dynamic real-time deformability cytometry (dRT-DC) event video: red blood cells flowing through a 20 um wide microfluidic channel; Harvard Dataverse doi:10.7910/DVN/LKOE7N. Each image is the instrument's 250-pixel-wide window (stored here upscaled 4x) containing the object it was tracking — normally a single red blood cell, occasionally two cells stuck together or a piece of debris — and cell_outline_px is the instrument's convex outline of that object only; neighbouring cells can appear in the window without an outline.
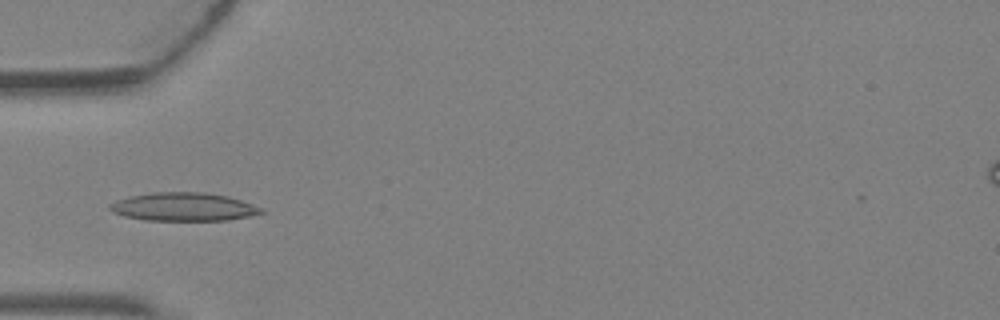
{"species": "Egyptian fruit bat (a non-hibernating species)", "species_latin": "Rousettus aegyptiacus", "temperature_condition": "warm", "stored_images_in_passage": 3, "camera_frame_rate_fps": 3000, "um_per_image_px": 0.085, "animal": {"sex": "female"}, "frame": {"image": 1, "passage_image": 3, "time_ms": 0.667, "image_size_px": [1000, 320], "cell_outline_px": [[264, 212], [248, 216], [228, 220], [144, 220], [124, 216], [112, 212], [108, 208], [108, 204], [116, 200], [132, 196], [152, 192], [204, 192], [228, 196], [264, 208]], "centroid_in_image_um": [15.58, 17.58], "position_along_channel_um": 69.4, "area_um2": 24.97}}